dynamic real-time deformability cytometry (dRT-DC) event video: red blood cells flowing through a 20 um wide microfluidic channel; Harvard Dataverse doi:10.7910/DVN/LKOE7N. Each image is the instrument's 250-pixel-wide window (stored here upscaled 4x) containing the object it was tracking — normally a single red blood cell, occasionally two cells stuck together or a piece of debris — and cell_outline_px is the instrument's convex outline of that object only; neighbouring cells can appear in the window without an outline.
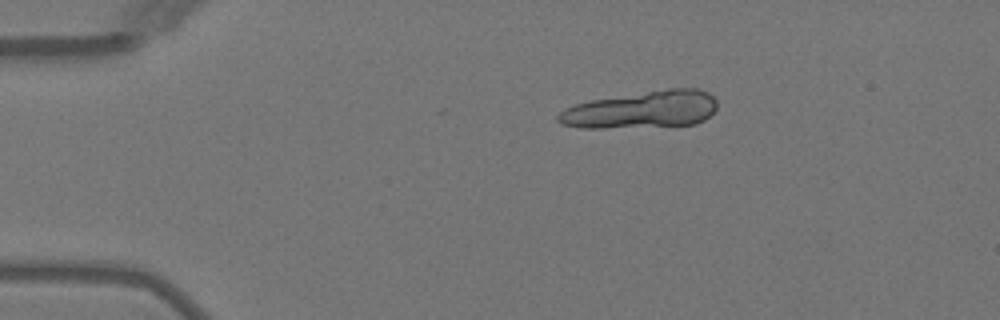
{"species": "Egyptian fruit bat (a non-hibernating species)", "species_latin": "Rousettus aegyptiacus", "temperature_condition": "warm", "stored_images_in_passage": 5, "segment_of_instrument_passage": [1, 2], "camera_frame_rate_fps": 3000, "um_per_image_px": 0.085, "animal": {"sex": "female"}, "frame": {"image": 1, "passage_image": 1, "time_ms": 0.0, "image_size_px": [1000, 320], "cell_outline_px": [[716, 108], [704, 120], [696, 124], [604, 128], [580, 128], [560, 124], [556, 120], [556, 116], [564, 108], [576, 104], [592, 100], [668, 88], [696, 88], [708, 92], [716, 100]], "centroid_in_image_um": [54.53, 9.32], "position_along_channel_um": 30.5, "area_um2": 34.39}}